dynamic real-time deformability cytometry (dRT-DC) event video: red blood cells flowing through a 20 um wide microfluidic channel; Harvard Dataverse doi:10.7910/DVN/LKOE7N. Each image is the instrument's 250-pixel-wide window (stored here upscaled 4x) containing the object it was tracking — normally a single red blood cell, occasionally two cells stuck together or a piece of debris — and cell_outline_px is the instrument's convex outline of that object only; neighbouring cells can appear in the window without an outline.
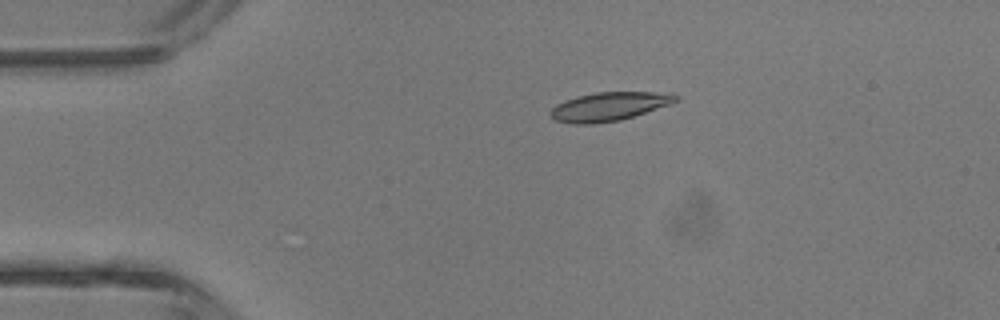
{"species": "common noctule bat (a hibernating species)", "species_latin": "Nyctalus noctula", "temperature_condition": "room temperature", "stored_images_in_passage": 3, "camera_frame_rate_fps": 3000, "um_per_image_px": 0.085, "animal": {"sex": "male", "body_mass_g": 13.3}, "frame": {"image": 1, "passage_image": 3, "time_ms": 2.333, "image_size_px": [1000, 320], "cell_outline_px": [[680, 96], [672, 104], [620, 120], [592, 124], [572, 124], [556, 120], [548, 112], [556, 104], [564, 100], [576, 96], [596, 92], [656, 92]], "centroid_in_image_um": [51.73, 9.05], "position_along_channel_um": 33.3, "area_um2": 20.87}}